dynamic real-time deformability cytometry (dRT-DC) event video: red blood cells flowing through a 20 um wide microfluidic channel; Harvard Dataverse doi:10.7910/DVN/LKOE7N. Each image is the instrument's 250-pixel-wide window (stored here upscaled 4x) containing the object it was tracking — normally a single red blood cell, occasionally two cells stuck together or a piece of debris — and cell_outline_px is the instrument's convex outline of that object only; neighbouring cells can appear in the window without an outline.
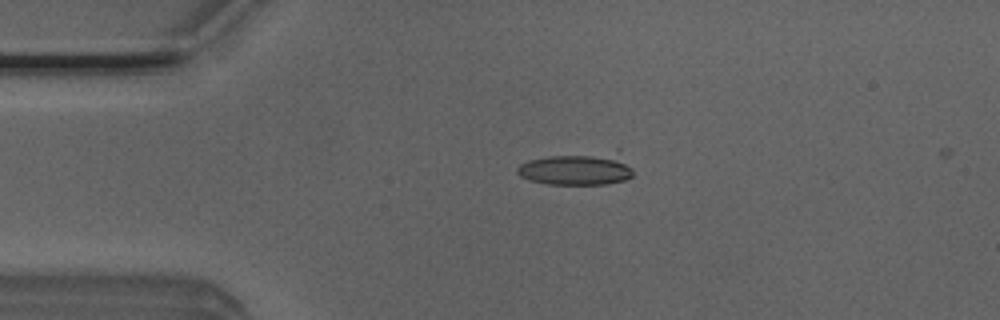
{"species": "Egyptian fruit bat (a non-hibernating species)", "species_latin": "Rousettus aegyptiacus", "temperature_condition": "room temperature", "stored_images_in_passage": 2, "camera_frame_rate_fps": 3000, "um_per_image_px": 0.085, "animal": {"sex": "male"}, "frame": {"image": 1, "passage_image": 1, "time_ms": 0.0, "image_size_px": [1000, 320], "cell_outline_px": [[632, 176], [624, 180], [604, 184], [548, 184], [528, 180], [520, 176], [516, 172], [516, 168], [520, 164], [528, 160], [548, 156], [616, 148], [620, 148], [632, 168]], "centroid_in_image_um": [49.15, 14.29], "position_along_channel_um": 35.9, "area_um2": 23.0}}